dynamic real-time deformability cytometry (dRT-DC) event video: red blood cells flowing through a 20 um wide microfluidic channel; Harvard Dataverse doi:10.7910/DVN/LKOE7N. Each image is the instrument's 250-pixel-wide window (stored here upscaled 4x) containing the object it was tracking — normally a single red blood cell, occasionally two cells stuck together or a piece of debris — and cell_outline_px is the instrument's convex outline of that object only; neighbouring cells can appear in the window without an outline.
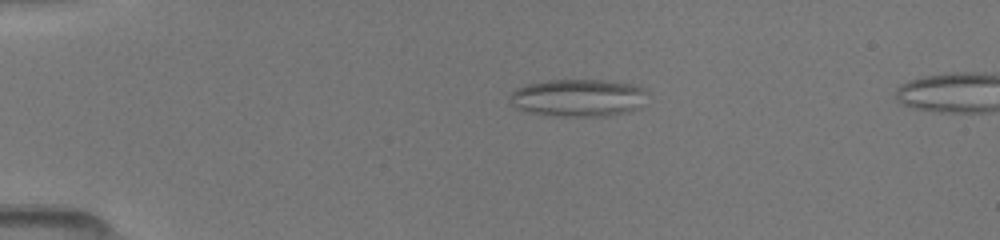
{"species": "common noctule bat (a hibernating species)", "species_latin": "Nyctalus noctula", "temperature_condition": "room temperature", "stored_images_in_passage": 34, "camera_frame_rate_fps": 3000, "um_per_image_px": 0.085, "animal": {"sex": "female", "body_mass_g": 19.5, "forearm_length_mm": 54.1}, "frame": {"image": 1, "passage_image": 5, "time_ms": 3.667, "image_size_px": [1000, 240], "cell_outline_px": [[644, 92], [640, 108], [624, 112], [604, 116], [556, 116], [528, 112], [516, 108], [512, 104], [508, 96], [508, 92], [524, 84], [548, 80], [608, 80], [640, 84]], "centroid_in_image_um": [49.08, 8.29], "position_along_channel_um": 35.9, "area_um2": 30.29}}
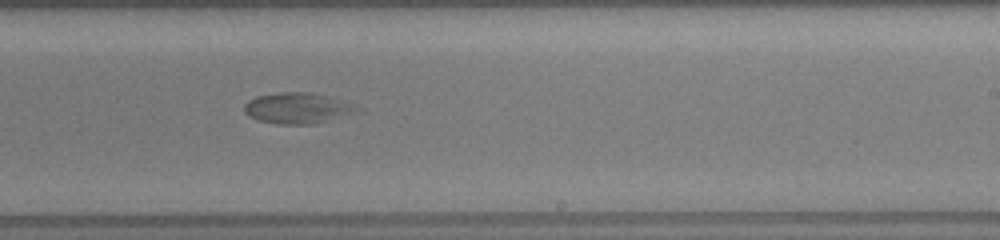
{"frame": {"image": 2, "passage_image": 19, "time_ms": 10.667, "image_size_px": [1000, 240], "cell_outline_px": [[364, 112], [312, 124], [276, 124], [260, 120], [248, 116], [244, 112], [244, 104], [248, 100], [256, 96], [280, 92], [312, 92], [328, 96], [364, 108]], "centroid_in_image_um": [25.35, 9.19], "position_along_channel_um": 263.6, "area_um2": 20.63}}
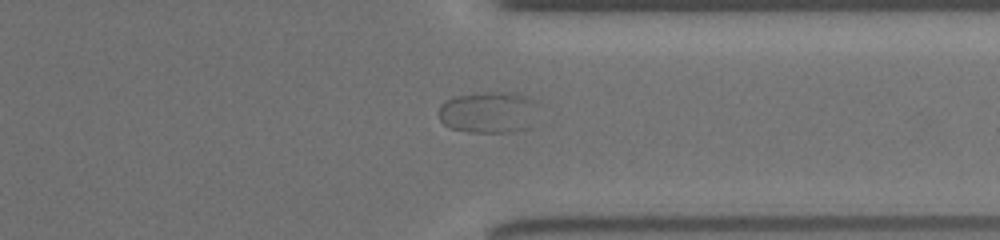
{"frame": {"image": 3, "passage_image": 27, "time_ms": 13.333, "image_size_px": [1000, 240], "cell_outline_px": [[536, 104], [528, 128], [512, 132], [468, 132], [452, 128], [444, 124], [440, 120], [436, 112], [440, 104], [444, 100], [456, 96], [492, 92], [496, 92], [524, 96], [536, 100]], "centroid_in_image_um": [41.42, 9.56], "position_along_channel_um": 370.0, "area_um2": 23.7}}